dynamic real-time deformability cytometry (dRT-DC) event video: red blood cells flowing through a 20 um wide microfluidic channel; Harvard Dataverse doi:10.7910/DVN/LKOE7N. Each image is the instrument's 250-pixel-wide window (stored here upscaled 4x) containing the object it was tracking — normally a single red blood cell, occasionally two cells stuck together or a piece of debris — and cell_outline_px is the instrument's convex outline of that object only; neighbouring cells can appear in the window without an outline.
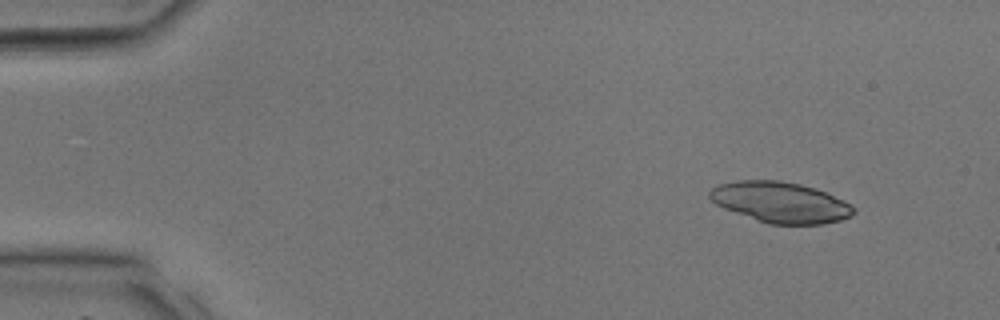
{"species": "common noctule bat (a hibernating species)", "species_latin": "Nyctalus noctula", "temperature_condition": "room temperature", "stored_images_in_passage": 11, "camera_frame_rate_fps": 3000, "um_per_image_px": 0.085, "animal": {"sex": "male", "body_mass_g": 17.9, "forearm_length_mm": 54.2}, "frame": {"image": 1, "passage_image": 4, "time_ms": 1.0, "image_size_px": [1000, 320], "cell_outline_px": [[856, 212], [852, 216], [840, 220], [824, 224], [768, 224], [724, 208], [716, 204], [708, 196], [708, 192], [712, 188], [720, 184], [736, 180], [780, 180], [800, 184], [816, 188], [828, 192], [852, 204], [856, 208]], "centroid_in_image_um": [66.39, 17.19], "position_along_channel_um": 18.6, "area_um2": 34.45}}